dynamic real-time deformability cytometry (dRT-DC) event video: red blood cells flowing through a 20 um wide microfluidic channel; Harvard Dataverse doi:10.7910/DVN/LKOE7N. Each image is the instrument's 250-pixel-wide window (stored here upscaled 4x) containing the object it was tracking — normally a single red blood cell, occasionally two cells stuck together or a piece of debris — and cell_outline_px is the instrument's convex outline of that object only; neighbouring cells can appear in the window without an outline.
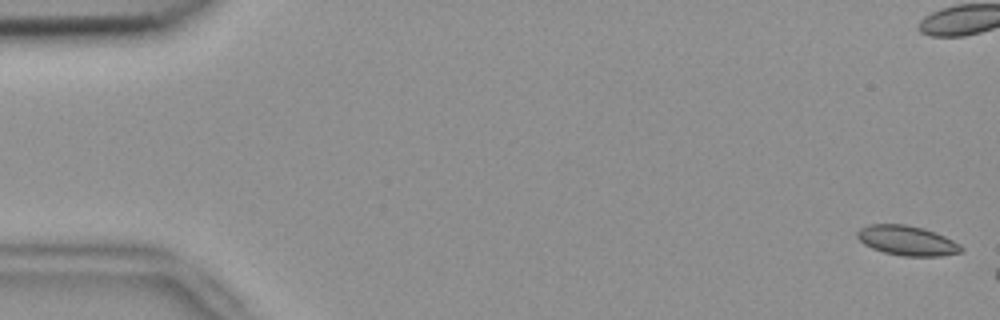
{"species": "common noctule bat (a hibernating species)", "species_latin": "Nyctalus noctula", "temperature_condition": "room temperature", "stored_images_in_passage": 8, "camera_frame_rate_fps": 3000, "um_per_image_px": 0.085, "animal": {"sex": "female", "body_mass_g": 18.4}, "frame": {"image": 1, "passage_image": 2, "time_ms": 0.333, "image_size_px": [1000, 320], "cell_outline_px": [[964, 248], [960, 252], [940, 256], [900, 256], [884, 252], [872, 248], [864, 244], [856, 236], [856, 232], [860, 228], [868, 224], [904, 224], [924, 228], [944, 236], [960, 244]], "centroid_in_image_um": [77.08, 20.44], "position_along_channel_um": 7.9, "area_um2": 18.03}}